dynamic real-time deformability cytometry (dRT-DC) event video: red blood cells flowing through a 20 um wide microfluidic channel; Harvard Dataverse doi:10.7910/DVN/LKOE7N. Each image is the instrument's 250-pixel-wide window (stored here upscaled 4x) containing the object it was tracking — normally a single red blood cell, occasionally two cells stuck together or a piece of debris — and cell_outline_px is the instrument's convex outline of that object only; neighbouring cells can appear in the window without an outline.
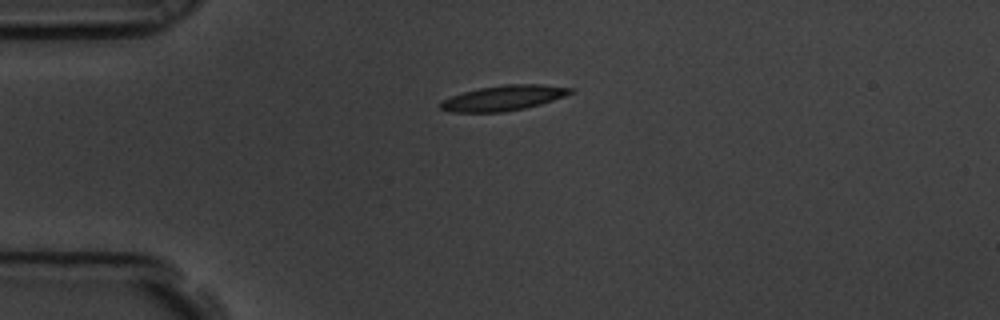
{"species": "common noctule bat (a hibernating species)", "species_latin": "Nyctalus noctula", "temperature_condition": "room temperature", "stored_images_in_passage": 3, "camera_frame_rate_fps": 3000, "um_per_image_px": 0.085, "animal": {"sex": "male", "body_mass_g": 19.5, "forearm_length_mm": 54.6}, "frame": {"image": 1, "passage_image": 1, "time_ms": 0.0, "image_size_px": [1000, 320], "cell_outline_px": [[576, 92], [540, 104], [524, 108], [504, 112], [452, 112], [440, 108], [440, 100], [464, 92], [480, 88], [504, 84], [544, 84], [572, 88]], "centroid_in_image_um": [42.81, 8.32], "position_along_channel_um": 42.2, "area_um2": 19.02}}
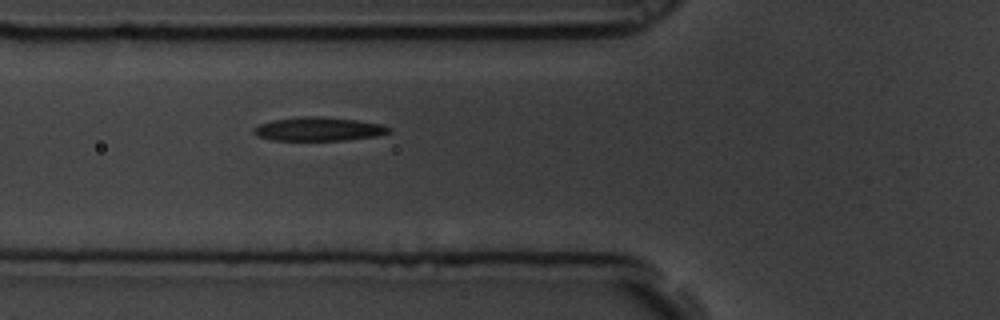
{"frame": {"image": 2, "passage_image": 3, "time_ms": 0.667, "image_size_px": [1000, 320], "cell_outline_px": [[392, 132], [376, 136], [344, 140], [272, 140], [256, 136], [252, 132], [252, 128], [260, 124], [272, 120], [304, 116], [324, 116], [356, 120], [384, 124], [392, 128]], "centroid_in_image_um": [27.1, 10.96], "position_along_channel_um": 98.7, "area_um2": 18.9}}